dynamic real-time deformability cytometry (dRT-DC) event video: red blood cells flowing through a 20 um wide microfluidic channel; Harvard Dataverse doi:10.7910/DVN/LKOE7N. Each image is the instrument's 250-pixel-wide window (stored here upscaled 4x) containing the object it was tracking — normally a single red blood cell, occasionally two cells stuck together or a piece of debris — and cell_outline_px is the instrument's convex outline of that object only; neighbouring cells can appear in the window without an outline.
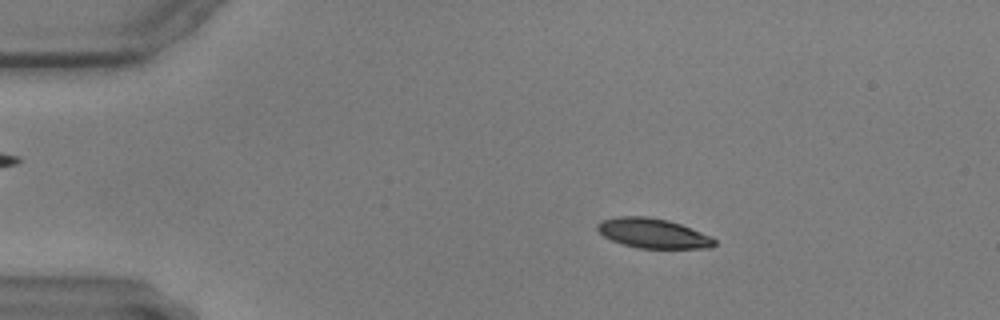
{"species": "common noctule bat (a hibernating species)", "species_latin": "Nyctalus noctula", "temperature_condition": "warm", "stored_images_in_passage": 12, "camera_frame_rate_fps": 3000, "um_per_image_px": 0.085, "animal": {"sex": "male", "body_mass_g": 17.9, "forearm_length_mm": 54.2}, "frame": {"image": 1, "passage_image": 3, "time_ms": 0.667, "image_size_px": [1000, 320], "cell_outline_px": [[716, 244], [712, 248], [636, 248], [612, 240], [604, 236], [596, 228], [596, 224], [600, 220], [616, 216], [648, 216], [668, 220], [680, 224], [712, 236], [716, 240]], "centroid_in_image_um": [55.5, 19.82], "position_along_channel_um": 29.5, "area_um2": 20.4}}
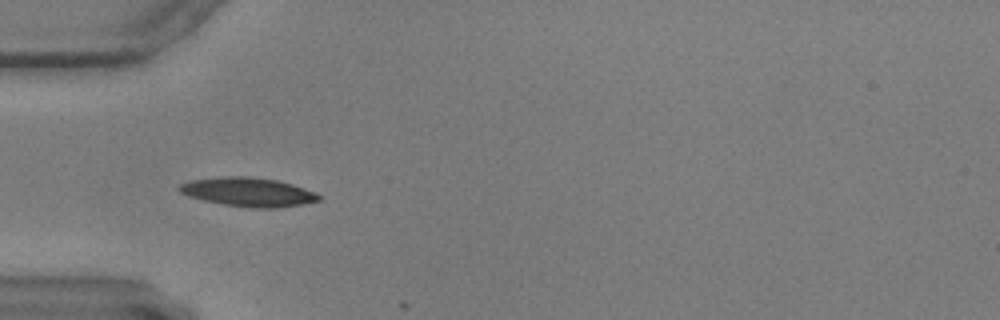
{"frame": {"image": 2, "passage_image": 11, "time_ms": 3.333, "image_size_px": [1000, 320], "cell_outline_px": [[320, 200], [304, 204], [276, 208], [252, 208], [224, 204], [204, 200], [188, 196], [180, 192], [176, 188], [180, 184], [192, 180], [224, 176], [248, 176], [276, 180], [292, 184], [316, 192], [320, 196]], "centroid_in_image_um": [21.1, 16.32], "position_along_channel_um": 63.9, "area_um2": 23.47}}